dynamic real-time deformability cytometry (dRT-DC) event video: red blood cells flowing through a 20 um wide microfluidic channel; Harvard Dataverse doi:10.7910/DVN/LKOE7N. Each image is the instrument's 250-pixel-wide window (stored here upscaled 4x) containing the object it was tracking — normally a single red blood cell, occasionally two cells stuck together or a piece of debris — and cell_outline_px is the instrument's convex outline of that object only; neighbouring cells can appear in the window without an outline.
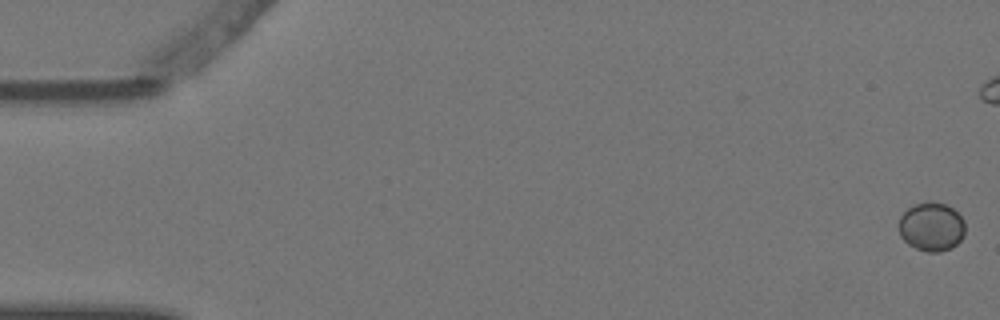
{"species": "Egyptian fruit bat (a non-hibernating species)", "species_latin": "Rousettus aegyptiacus", "temperature_condition": "warm", "stored_images_in_passage": 11, "camera_frame_rate_fps": 3000, "um_per_image_px": 0.085, "animal": {"sex": "female"}, "frame": {"image": 1, "passage_image": 1, "time_ms": 0.0, "image_size_px": [1000, 320], "cell_outline_px": [[964, 236], [952, 248], [940, 252], [928, 252], [916, 248], [908, 244], [900, 236], [900, 216], [912, 204], [928, 200], [932, 200], [944, 204], [952, 208], [964, 220]], "centroid_in_image_um": [79.17, 19.26], "position_along_channel_um": 5.8, "area_um2": 18.96}}
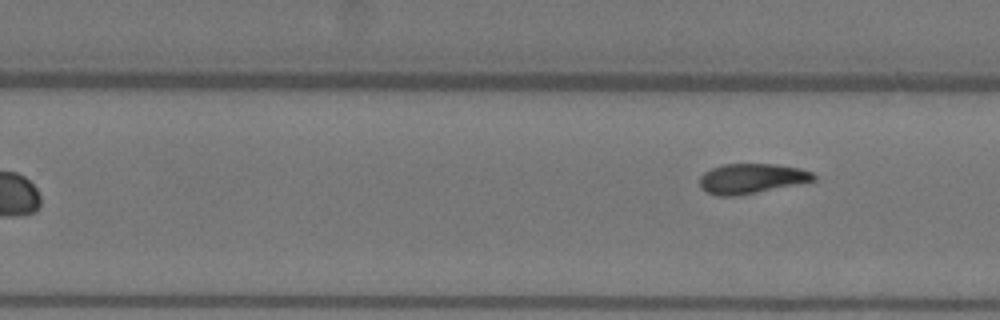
{"frame": {"image": 2, "passage_image": 11, "time_ms": 3.333, "image_size_px": [1000, 320], "cell_outline_px": [[816, 180], [736, 196], [716, 196], [700, 188], [700, 176], [704, 172], [712, 168], [724, 164], [776, 164], [800, 168], [812, 172], [816, 176]], "centroid_in_image_um": [63.86, 15.17], "position_along_channel_um": 265.9, "area_um2": 19.77}}